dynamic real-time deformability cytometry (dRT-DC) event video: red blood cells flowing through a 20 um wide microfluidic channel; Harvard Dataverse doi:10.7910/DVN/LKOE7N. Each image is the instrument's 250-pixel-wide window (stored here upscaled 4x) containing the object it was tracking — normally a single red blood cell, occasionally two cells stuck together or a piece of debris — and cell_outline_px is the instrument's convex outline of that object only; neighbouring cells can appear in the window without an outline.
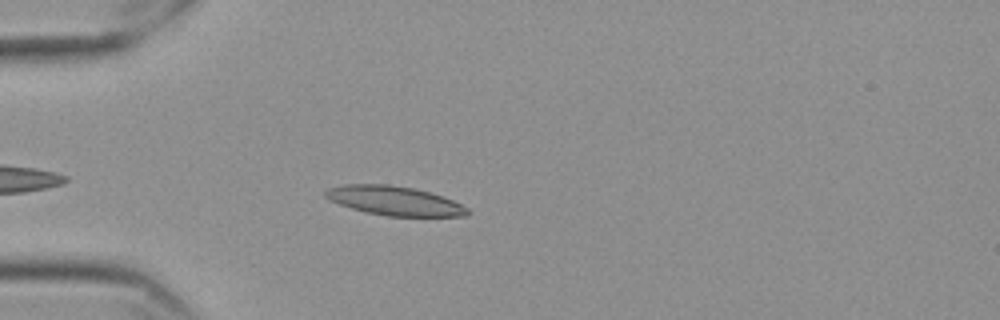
{"species": "Egyptian fruit bat (a non-hibernating species)", "species_latin": "Rousettus aegyptiacus", "temperature_condition": "cold", "stored_images_in_passage": 40, "camera_frame_rate_fps": 3000, "um_per_image_px": 0.085, "frame": {"image": 1, "passage_image": 6, "time_ms": 1.667, "image_size_px": [1000, 320], "cell_outline_px": [[472, 212], [464, 216], [388, 216], [368, 212], [352, 208], [328, 200], [324, 196], [324, 192], [328, 188], [344, 184], [388, 184], [412, 188], [428, 192], [452, 200], [468, 208]], "centroid_in_image_um": [33.5, 17.06], "position_along_channel_um": 51.5, "area_um2": 23.93}}
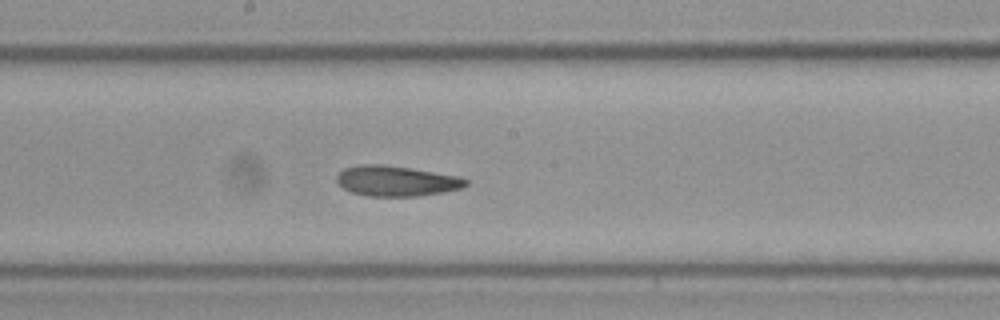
{"frame": {"image": 2, "passage_image": 21, "time_ms": 6.667, "image_size_px": [1000, 320], "cell_outline_px": [[468, 184], [460, 188], [444, 192], [416, 196], [368, 196], [352, 192], [344, 188], [336, 180], [336, 176], [344, 168], [360, 164], [380, 164], [408, 168], [456, 176], [468, 180]], "centroid_in_image_um": [33.65, 15.38], "position_along_channel_um": 214.5, "area_um2": 22.48}}
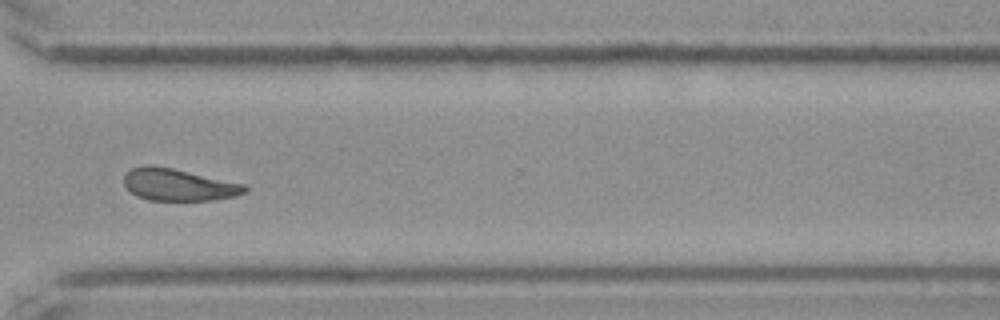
{"frame": {"image": 3, "passage_image": 33, "time_ms": 10.667, "image_size_px": [1000, 320], "cell_outline_px": [[248, 192], [236, 196], [212, 200], [148, 200], [136, 196], [124, 184], [124, 176], [132, 168], [144, 164], [152, 164], [172, 168], [244, 184], [248, 188]], "centroid_in_image_um": [15.17, 15.7], "position_along_channel_um": 355.4, "area_um2": 22.54}, "authors_computed_cell_mechanics": {"area_um2": 23.12, "velocity_mm_per_s": 3.5252, "shape_relaxation_time_tau1_ms": 6.6444, "shape_relaxation_time_tau2_ms": 4.2229, "deformation_change_tau1": 0.1411, "deformation_change_tau2": 0.1146}}